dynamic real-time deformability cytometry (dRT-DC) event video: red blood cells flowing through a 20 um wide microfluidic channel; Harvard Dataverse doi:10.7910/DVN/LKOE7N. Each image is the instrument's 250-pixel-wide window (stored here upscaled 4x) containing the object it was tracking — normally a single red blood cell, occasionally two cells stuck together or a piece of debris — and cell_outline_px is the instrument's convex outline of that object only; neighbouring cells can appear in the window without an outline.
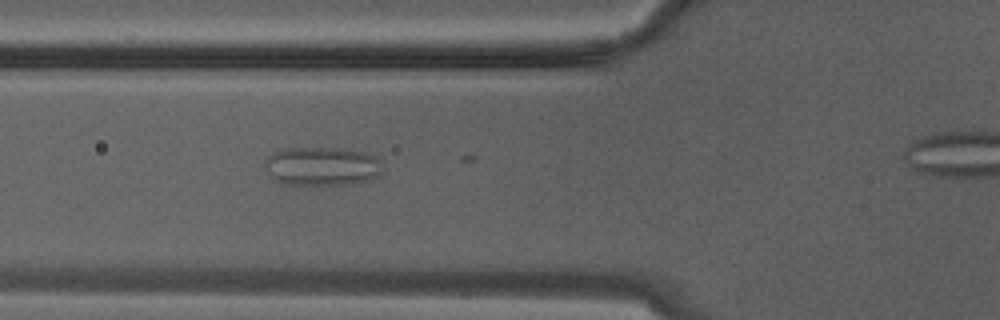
{"species": "Egyptian fruit bat (a non-hibernating species)", "species_latin": "Rousettus aegyptiacus", "temperature_condition": "warm", "stored_images_in_passage": 4, "camera_frame_rate_fps": 3000, "um_per_image_px": 0.085, "animal": {"sex": "male"}, "frame": {"image": 1, "passage_image": 3, "time_ms": 0.667, "image_size_px": [1000, 320], "cell_outline_px": [[380, 176], [372, 180], [356, 184], [316, 188], [284, 184], [272, 180], [264, 168], [264, 164], [268, 156], [276, 152], [288, 148], [344, 148], [364, 152], [380, 160]], "centroid_in_image_um": [27.35, 14.2], "position_along_channel_um": 98.4, "area_um2": 27.8}}